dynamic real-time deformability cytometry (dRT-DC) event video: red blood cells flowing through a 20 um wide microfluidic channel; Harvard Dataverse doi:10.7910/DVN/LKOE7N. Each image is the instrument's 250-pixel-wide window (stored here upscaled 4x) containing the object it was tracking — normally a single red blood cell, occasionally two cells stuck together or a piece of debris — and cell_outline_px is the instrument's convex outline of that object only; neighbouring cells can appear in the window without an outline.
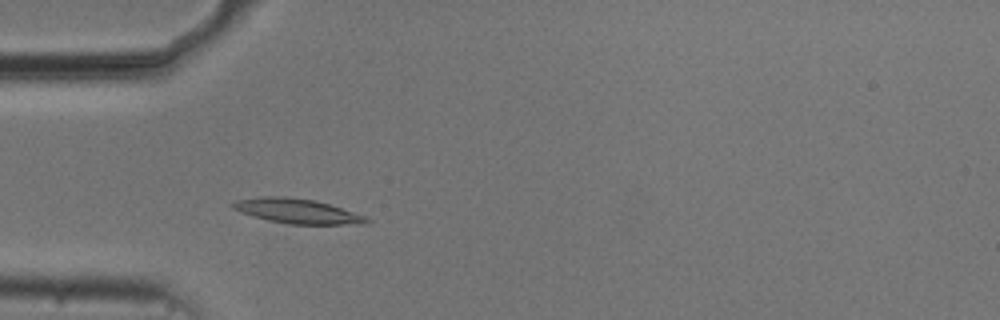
{"species": "common noctule bat (a hibernating species)", "species_latin": "Nyctalus noctula", "temperature_condition": "cold", "stored_images_in_passage": 50, "camera_frame_rate_fps": 3000, "um_per_image_px": 0.085, "animal": {"sex": "male", "body_mass_g": 20.5, "forearm_length_mm": 52.5}, "frame": {"image": 1, "passage_image": 12, "time_ms": 3.667, "image_size_px": [1000, 320], "cell_outline_px": [[372, 220], [364, 224], [288, 224], [268, 220], [252, 216], [240, 212], [232, 208], [228, 204], [232, 200], [264, 196], [284, 196], [316, 200], [368, 216]], "centroid_in_image_um": [25.24, 17.93], "position_along_channel_um": 59.8, "area_um2": 19.59}}
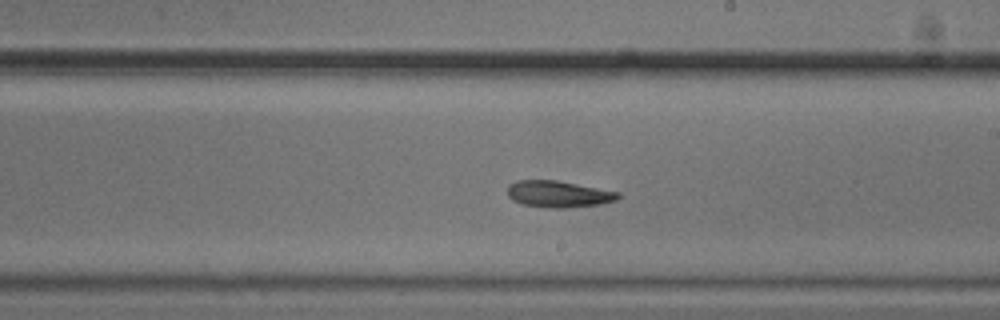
{"frame": {"image": 2, "passage_image": 27, "time_ms": 8.667, "image_size_px": [1000, 320], "cell_outline_px": [[620, 196], [616, 200], [600, 204], [568, 208], [548, 208], [520, 204], [512, 200], [508, 196], [508, 184], [516, 180], [556, 180], [620, 192]], "centroid_in_image_um": [47.44, 16.5], "position_along_channel_um": 241.6, "area_um2": 17.28}}
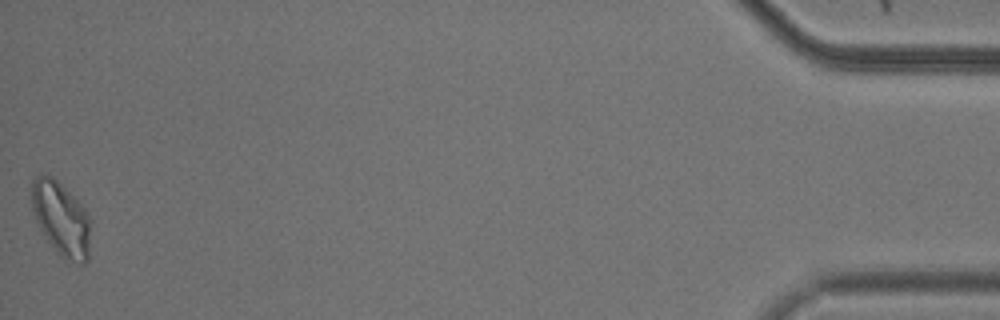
{"frame": {"image": 3, "passage_image": 50, "time_ms": 16.333, "image_size_px": [1000, 320], "cell_outline_px": [[88, 260], [84, 264], [68, 264], [56, 252], [40, 228], [36, 220], [32, 208], [32, 180], [40, 172], [44, 172], [52, 176], [84, 208], [88, 216]], "centroid_in_image_um": [5.16, 18.62], "position_along_channel_um": 430.0, "area_um2": 25.14}, "authors_computed_cell_mechanics": {"area_um2": 18.0047, "velocity_mm_per_s": 3.6865, "shape_relaxation_time_tau1_ms": 2.7617, "shape_relaxation_time_tau2_ms": null, "deformation_change_tau1": 0.1367, "deformation_change_tau2": null}}